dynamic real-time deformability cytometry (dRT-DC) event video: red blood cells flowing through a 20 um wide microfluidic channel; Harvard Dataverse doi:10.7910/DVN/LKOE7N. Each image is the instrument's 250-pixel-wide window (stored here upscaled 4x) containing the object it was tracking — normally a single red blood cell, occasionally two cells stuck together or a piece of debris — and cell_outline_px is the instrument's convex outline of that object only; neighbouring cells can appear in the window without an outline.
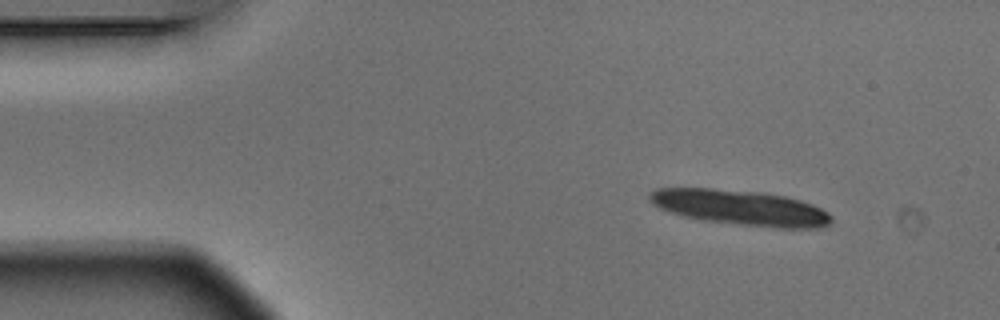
{"species": "Egyptian fruit bat (a non-hibernating species)", "species_latin": "Rousettus aegyptiacus", "temperature_condition": "warm", "stored_images_in_passage": 3, "camera_frame_rate_fps": 3000, "um_per_image_px": 0.085, "animal": {"sex": "male"}, "frame": {"image": 1, "passage_image": 1, "time_ms": 0.0, "image_size_px": [1000, 320], "cell_outline_px": [[832, 220], [828, 224], [820, 228], [780, 228], [700, 220], [684, 216], [660, 208], [652, 204], [648, 200], [648, 192], [656, 188], [712, 188], [760, 192], [784, 196], [800, 200], [812, 204], [828, 212], [832, 216]], "centroid_in_image_um": [62.91, 17.64], "position_along_channel_um": 22.1, "area_um2": 37.34}}